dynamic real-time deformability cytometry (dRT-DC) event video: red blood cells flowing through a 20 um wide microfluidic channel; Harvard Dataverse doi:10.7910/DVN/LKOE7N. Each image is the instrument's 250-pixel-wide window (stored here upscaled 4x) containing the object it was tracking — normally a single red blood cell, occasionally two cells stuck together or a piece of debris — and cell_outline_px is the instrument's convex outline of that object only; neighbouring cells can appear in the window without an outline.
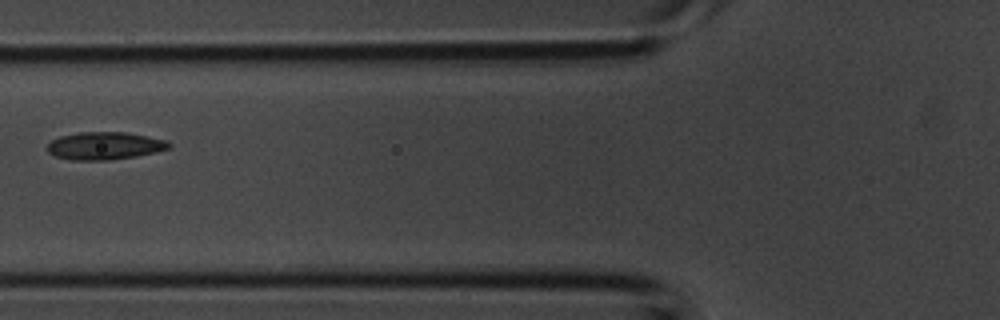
{"species": "common noctule bat (a hibernating species)", "species_latin": "Nyctalus noctula", "temperature_condition": "room temperature", "stored_images_in_passage": 2, "camera_frame_rate_fps": 3000, "um_per_image_px": 0.085, "animal": {"sex": "male", "body_mass_g": 20.1, "forearm_length_mm": 53.5}, "frame": {"image": 1, "passage_image": 2, "time_ms": 0.333, "image_size_px": [1000, 320], "cell_outline_px": [[172, 148], [156, 152], [136, 156], [112, 160], [72, 160], [56, 156], [48, 152], [48, 144], [52, 140], [60, 136], [80, 132], [124, 132], [164, 140], [172, 144]], "centroid_in_image_um": [8.91, 12.4], "position_along_channel_um": 116.9, "area_um2": 19.48}}